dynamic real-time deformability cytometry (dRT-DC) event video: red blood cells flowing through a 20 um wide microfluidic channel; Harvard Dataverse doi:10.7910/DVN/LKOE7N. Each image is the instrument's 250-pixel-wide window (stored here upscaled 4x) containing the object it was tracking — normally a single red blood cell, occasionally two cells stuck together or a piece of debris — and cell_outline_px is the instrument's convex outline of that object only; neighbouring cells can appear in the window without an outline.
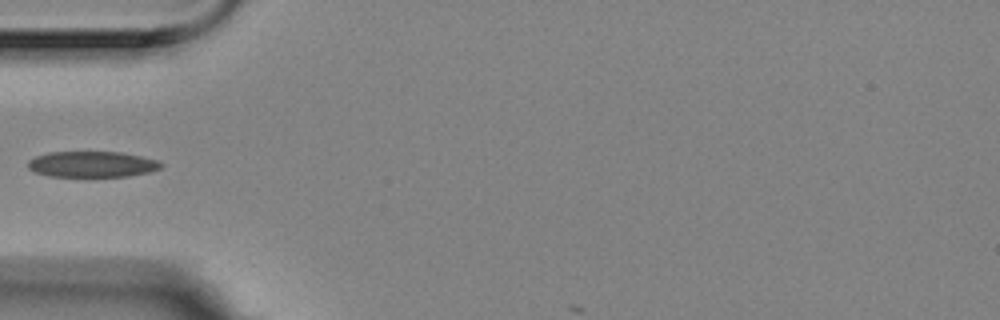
{"species": "Egyptian fruit bat (a non-hibernating species)", "species_latin": "Rousettus aegyptiacus", "temperature_condition": "room temperature", "stored_images_in_passage": 1, "camera_frame_rate_fps": 3000, "um_per_image_px": 0.085, "animal": {"sex": "female"}, "frame": {"image": 1, "passage_image": 1, "time_ms": 0.0, "image_size_px": [1000, 320], "cell_outline_px": [[164, 164], [160, 168], [148, 172], [128, 176], [48, 176], [36, 172], [28, 168], [28, 160], [36, 156], [48, 152], [120, 152], [160, 160]], "centroid_in_image_um": [7.84, 13.95], "position_along_channel_um": 77.2, "area_um2": 20.0}}